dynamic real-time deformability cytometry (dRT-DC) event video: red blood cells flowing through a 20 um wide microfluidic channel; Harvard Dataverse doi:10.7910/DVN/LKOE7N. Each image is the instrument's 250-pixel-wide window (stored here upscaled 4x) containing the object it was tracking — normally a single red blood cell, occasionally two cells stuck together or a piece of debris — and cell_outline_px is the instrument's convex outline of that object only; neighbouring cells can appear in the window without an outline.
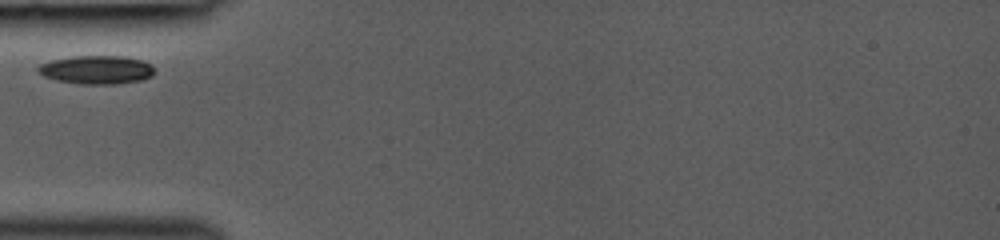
{"species": "common noctule bat (a hibernating species)", "species_latin": "Nyctalus noctula", "temperature_condition": "room temperature", "stored_images_in_passage": 14, "camera_frame_rate_fps": 3000, "um_per_image_px": 0.085, "animal": {"sex": "female", "body_mass_g": 19.0, "forearm_length_mm": 53.3}, "frame": {"image": 1, "passage_image": 1, "time_ms": 0.0, "image_size_px": [1000, 240], "cell_outline_px": [[156, 72], [152, 76], [140, 80], [116, 84], [84, 84], [56, 80], [44, 76], [36, 68], [40, 64], [52, 60], [72, 56], [124, 56], [144, 60], [152, 64], [156, 68]], "centroid_in_image_um": [8.28, 5.92], "position_along_channel_um": 76.7, "area_um2": 19.48}}